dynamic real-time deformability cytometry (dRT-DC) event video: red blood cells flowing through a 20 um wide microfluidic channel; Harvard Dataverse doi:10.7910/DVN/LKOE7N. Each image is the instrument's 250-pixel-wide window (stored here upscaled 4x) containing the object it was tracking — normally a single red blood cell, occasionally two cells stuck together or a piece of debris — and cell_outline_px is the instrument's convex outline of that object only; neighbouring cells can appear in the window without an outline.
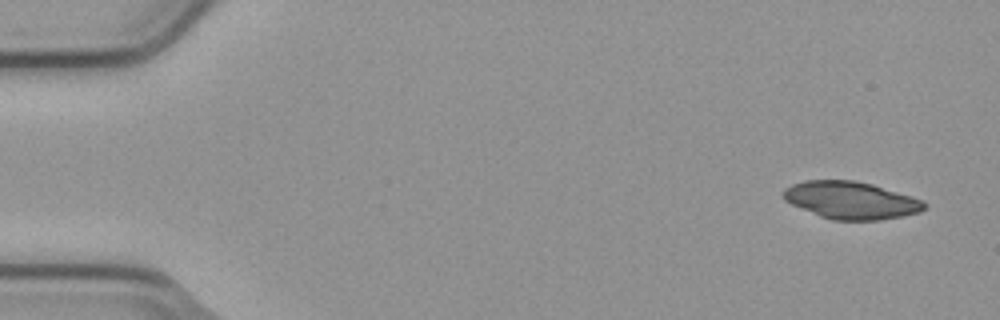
{"species": "common noctule bat (a hibernating species)", "species_latin": "Nyctalus noctula", "temperature_condition": "cold", "stored_images_in_passage": 5, "camera_frame_rate_fps": 3000, "um_per_image_px": 0.085, "animal": {"sex": "male", "body_mass_g": 23.1, "forearm_length_mm": 52.7}, "frame": {"image": 1, "passage_image": 1, "time_ms": 0.0, "image_size_px": [1000, 320], "cell_outline_px": [[924, 208], [920, 212], [880, 220], [832, 220], [820, 216], [792, 204], [784, 200], [784, 188], [792, 184], [804, 180], [856, 180], [872, 184], [912, 196], [920, 200], [924, 204]], "centroid_in_image_um": [72.3, 17.01], "position_along_channel_um": 12.7, "area_um2": 30.46}}